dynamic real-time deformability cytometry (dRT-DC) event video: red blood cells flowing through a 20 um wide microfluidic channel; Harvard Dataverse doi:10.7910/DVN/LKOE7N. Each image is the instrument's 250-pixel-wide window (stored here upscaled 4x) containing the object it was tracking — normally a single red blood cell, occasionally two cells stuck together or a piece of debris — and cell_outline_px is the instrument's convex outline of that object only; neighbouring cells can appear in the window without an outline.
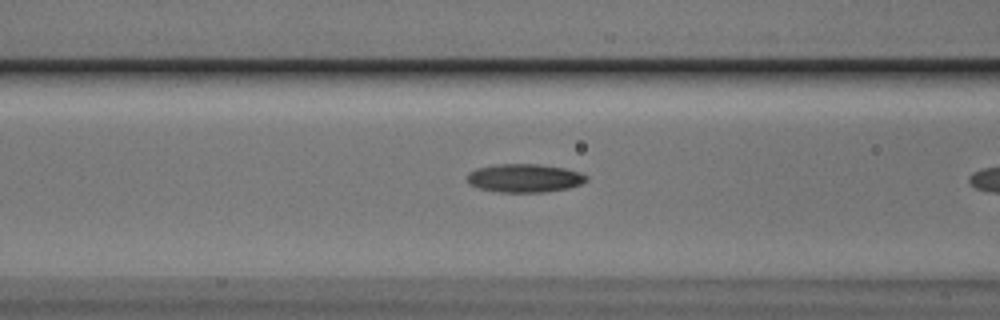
{"species": "Egyptian fruit bat (a non-hibernating species)", "species_latin": "Rousettus aegyptiacus", "temperature_condition": "cold", "stored_images_in_passage": 10, "camera_frame_rate_fps": 3000, "um_per_image_px": 0.085, "animal": {"sex": "male"}, "frame": {"image": 1, "passage_image": 9, "time_ms": 2.667, "image_size_px": [1000, 320], "cell_outline_px": [[588, 180], [580, 184], [568, 188], [544, 192], [500, 192], [480, 188], [468, 184], [468, 172], [476, 168], [500, 164], [536, 164], [564, 168], [580, 172], [588, 176]], "centroid_in_image_um": [44.59, 15.14], "position_along_channel_um": 122.0, "area_um2": 19.65}}